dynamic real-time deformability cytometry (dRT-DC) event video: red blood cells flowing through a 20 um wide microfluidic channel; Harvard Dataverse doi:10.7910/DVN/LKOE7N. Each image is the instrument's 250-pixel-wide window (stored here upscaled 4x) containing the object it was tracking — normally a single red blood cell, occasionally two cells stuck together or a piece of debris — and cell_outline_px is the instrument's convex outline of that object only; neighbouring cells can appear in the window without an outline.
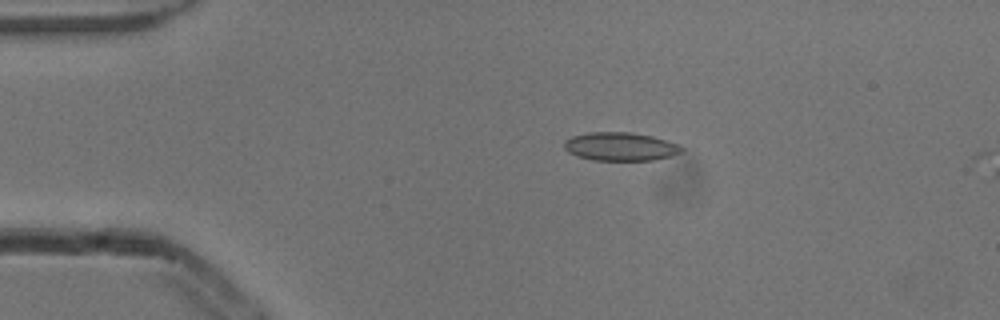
{"species": "common noctule bat (a hibernating species)", "species_latin": "Nyctalus noctula", "temperature_condition": "cold", "stored_images_in_passage": 4, "camera_frame_rate_fps": 3000, "um_per_image_px": 0.085, "animal": {"sex": "male", "body_mass_g": 13.3}, "frame": {"image": 1, "passage_image": 3, "time_ms": 0.667, "image_size_px": [1000, 320], "cell_outline_px": [[684, 152], [672, 156], [652, 160], [592, 160], [576, 156], [568, 152], [564, 148], [564, 140], [572, 136], [588, 132], [632, 132], [652, 136], [676, 144], [684, 148]], "centroid_in_image_um": [52.71, 12.46], "position_along_channel_um": 32.3, "area_um2": 19.54}}